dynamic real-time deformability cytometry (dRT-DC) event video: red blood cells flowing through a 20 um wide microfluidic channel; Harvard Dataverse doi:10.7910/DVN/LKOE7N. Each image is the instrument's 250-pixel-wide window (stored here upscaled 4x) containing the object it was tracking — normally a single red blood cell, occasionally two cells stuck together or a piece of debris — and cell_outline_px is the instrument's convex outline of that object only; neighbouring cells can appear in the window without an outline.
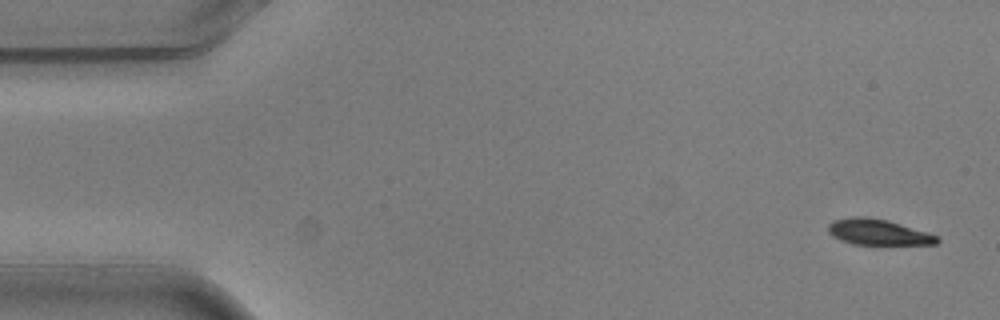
{"species": "common noctule bat (a hibernating species)", "species_latin": "Nyctalus noctula", "temperature_condition": "warm", "stored_images_in_passage": 3, "camera_frame_rate_fps": 3000, "um_per_image_px": 0.085, "animal": {"sex": "male", "body_mass_g": 20.5, "forearm_length_mm": 52.5}, "frame": {"image": 1, "passage_image": 1, "time_ms": 0.0, "image_size_px": [1000, 320], "cell_outline_px": [[940, 240], [936, 244], [852, 244], [840, 240], [832, 236], [828, 232], [828, 224], [832, 220], [852, 216], [864, 216], [888, 220], [928, 232], [936, 236]], "centroid_in_image_um": [74.59, 19.72], "position_along_channel_um": 10.4, "area_um2": 16.42}}